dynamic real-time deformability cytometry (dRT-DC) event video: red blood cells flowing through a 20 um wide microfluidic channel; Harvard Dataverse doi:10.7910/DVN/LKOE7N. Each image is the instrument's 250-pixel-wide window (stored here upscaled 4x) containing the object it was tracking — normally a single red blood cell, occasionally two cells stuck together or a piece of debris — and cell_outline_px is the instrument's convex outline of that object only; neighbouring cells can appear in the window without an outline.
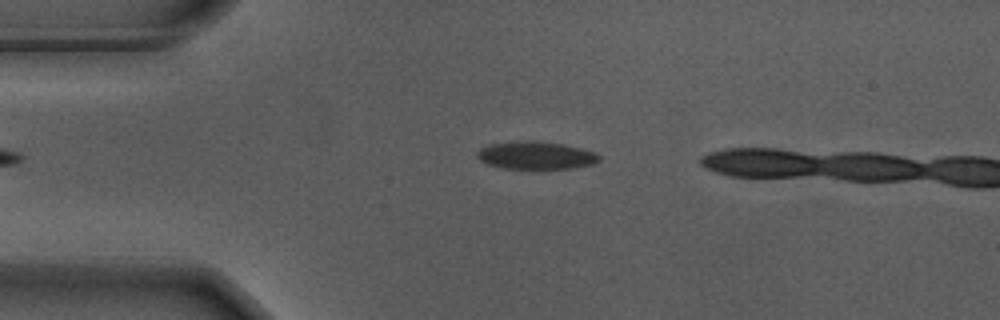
{"species": "Egyptian fruit bat (a non-hibernating species)", "species_latin": "Rousettus aegyptiacus", "temperature_condition": "warm", "stored_images_in_passage": 5, "camera_frame_rate_fps": 3000, "um_per_image_px": 0.085, "animal": {"sex": "male"}, "frame": {"image": 1, "passage_image": 2, "time_ms": 0.333, "image_size_px": [1000, 320], "cell_outline_px": [[600, 160], [592, 164], [572, 168], [504, 168], [488, 164], [480, 160], [476, 156], [476, 152], [480, 148], [492, 144], [524, 140], [536, 140], [564, 144], [596, 152], [600, 156]], "centroid_in_image_um": [45.56, 13.19], "position_along_channel_um": 39.4, "area_um2": 19.65}}